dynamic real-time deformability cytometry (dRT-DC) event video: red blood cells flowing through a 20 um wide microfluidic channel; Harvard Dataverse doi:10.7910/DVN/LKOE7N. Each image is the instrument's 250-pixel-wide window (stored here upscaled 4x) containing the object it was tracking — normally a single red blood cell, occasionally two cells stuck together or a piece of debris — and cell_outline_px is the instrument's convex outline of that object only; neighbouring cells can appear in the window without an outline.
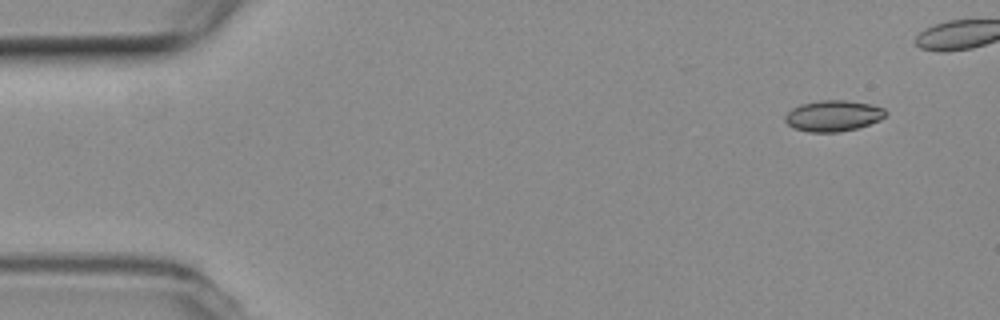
{"species": "common noctule bat (a hibernating species)", "species_latin": "Nyctalus noctula", "temperature_condition": "room temperature", "stored_images_in_passage": 5, "camera_frame_rate_fps": 3000, "um_per_image_px": 0.085, "animal": {"sex": "female", "body_mass_g": 19.3, "forearm_length_mm": 54.1}, "frame": {"image": 1, "passage_image": 5, "time_ms": 1.333, "image_size_px": [1000, 320], "cell_outline_px": [[888, 112], [880, 120], [856, 128], [840, 132], [808, 132], [792, 128], [784, 120], [784, 116], [792, 108], [800, 104], [820, 100], [844, 100], [872, 104], [884, 108]], "centroid_in_image_um": [70.8, 9.84], "position_along_channel_um": 14.2, "area_um2": 18.26}}